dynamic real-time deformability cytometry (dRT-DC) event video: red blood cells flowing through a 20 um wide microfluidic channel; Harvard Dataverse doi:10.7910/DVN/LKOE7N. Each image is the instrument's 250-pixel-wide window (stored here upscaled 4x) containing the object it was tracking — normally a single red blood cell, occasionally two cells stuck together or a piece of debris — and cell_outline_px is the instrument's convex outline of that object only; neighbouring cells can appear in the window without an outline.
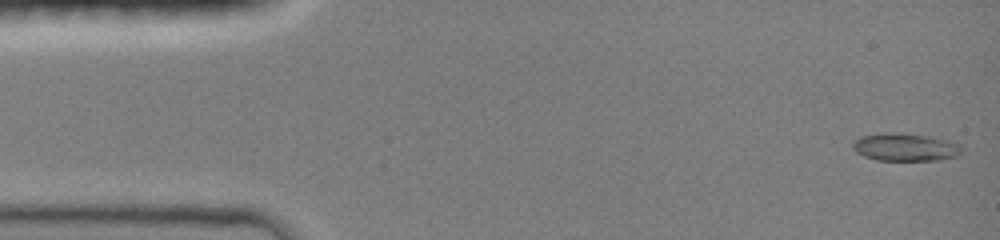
{"species": "common noctule bat (a hibernating species)", "species_latin": "Nyctalus noctula", "temperature_condition": "room temperature", "stored_images_in_passage": 15, "camera_frame_rate_fps": 3000, "um_per_image_px": 0.085, "animal": {"sex": "female", "body_mass_g": 19.0, "forearm_length_mm": 51.5}, "frame": {"image": 1, "passage_image": 1, "time_ms": 0.0, "image_size_px": [1000, 240], "cell_outline_px": [[960, 152], [956, 156], [936, 160], [876, 160], [864, 156], [856, 152], [852, 148], [852, 144], [860, 136], [884, 132], [892, 132], [932, 136], [948, 140], [956, 144], [960, 148]], "centroid_in_image_um": [76.88, 12.5], "position_along_channel_um": 8.1, "area_um2": 17.51}}
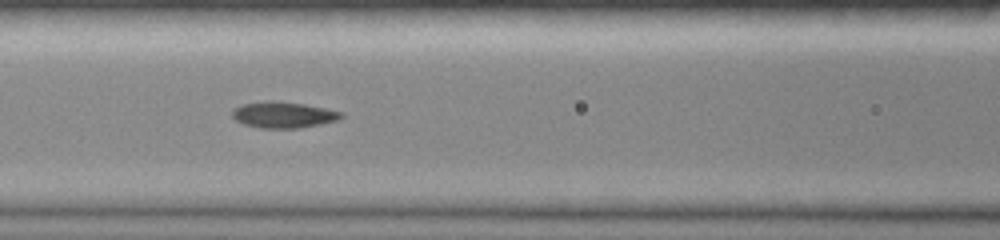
{"frame": {"image": 2, "passage_image": 11, "time_ms": 6.0, "image_size_px": [1000, 240], "cell_outline_px": [[344, 116], [336, 120], [320, 124], [296, 128], [260, 128], [244, 124], [236, 120], [232, 116], [232, 112], [236, 108], [244, 104], [264, 100], [272, 100], [304, 104], [344, 112]], "centroid_in_image_um": [24.09, 9.75], "position_along_channel_um": 142.5, "area_um2": 16.47}}
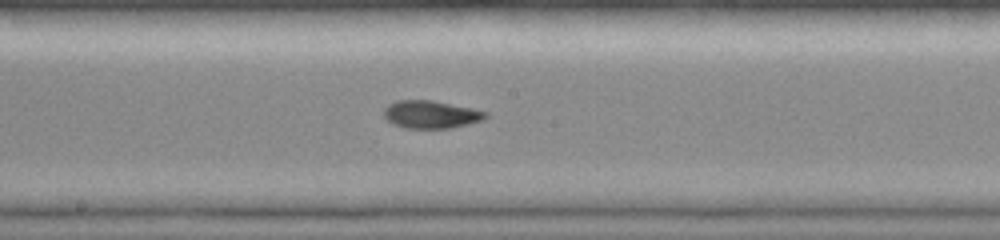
{"frame": {"image": 3, "passage_image": 15, "time_ms": 7.667, "image_size_px": [1000, 240], "cell_outline_px": [[488, 116], [484, 120], [452, 128], [408, 128], [392, 124], [384, 116], [384, 108], [388, 104], [396, 100], [432, 100], [472, 108], [488, 112]], "centroid_in_image_um": [36.64, 9.72], "position_along_channel_um": 211.6, "area_um2": 16.53}}